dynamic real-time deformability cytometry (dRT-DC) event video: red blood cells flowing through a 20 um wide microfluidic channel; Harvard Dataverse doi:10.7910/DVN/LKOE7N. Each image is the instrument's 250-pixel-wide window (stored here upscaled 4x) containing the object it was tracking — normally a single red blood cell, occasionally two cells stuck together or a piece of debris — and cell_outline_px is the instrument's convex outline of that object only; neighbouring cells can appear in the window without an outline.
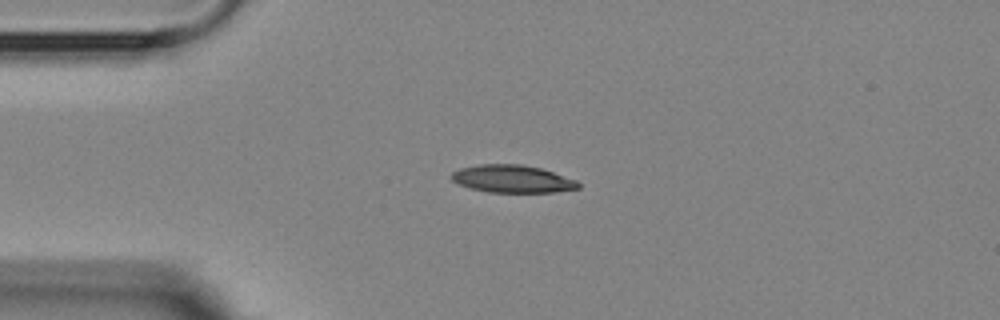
{"species": "Egyptian fruit bat (a non-hibernating species)", "species_latin": "Rousettus aegyptiacus", "temperature_condition": "room temperature", "stored_images_in_passage": 2, "camera_frame_rate_fps": 3000, "um_per_image_px": 0.085, "animal": {"sex": "female"}, "frame": {"image": 1, "passage_image": 1, "time_ms": 0.0, "image_size_px": [1000, 320], "cell_outline_px": [[580, 188], [556, 192], [488, 192], [472, 188], [460, 184], [452, 180], [448, 176], [452, 172], [460, 168], [480, 164], [520, 164], [540, 168], [576, 180], [580, 184]], "centroid_in_image_um": [43.54, 15.2], "position_along_channel_um": 41.5, "area_um2": 20.29}}